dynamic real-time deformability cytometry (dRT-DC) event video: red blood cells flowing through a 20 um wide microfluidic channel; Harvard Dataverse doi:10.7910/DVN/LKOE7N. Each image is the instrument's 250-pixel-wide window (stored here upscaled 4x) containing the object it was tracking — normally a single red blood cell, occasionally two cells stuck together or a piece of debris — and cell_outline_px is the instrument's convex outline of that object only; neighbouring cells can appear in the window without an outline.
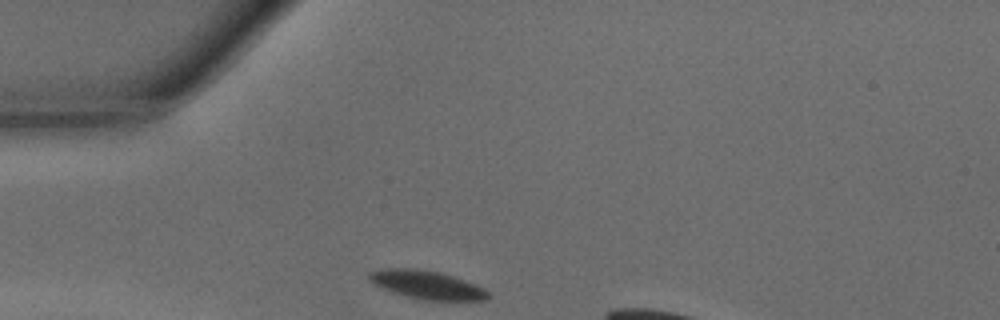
{"species": "common noctule bat (a hibernating species)", "species_latin": "Nyctalus noctula", "temperature_condition": "warm", "stored_images_in_passage": 25, "camera_frame_rate_fps": 3000, "um_per_image_px": 0.085, "animal": {"sex": "male", "body_mass_g": 15.6}, "frame": {"image": 1, "passage_image": 1, "time_ms": 0.0, "image_size_px": [1000, 320], "cell_outline_px": [[488, 296], [484, 300], [424, 300], [392, 292], [368, 280], [368, 272], [380, 268], [416, 268], [440, 272], [476, 284], [484, 288], [488, 292]], "centroid_in_image_um": [36.25, 24.19], "position_along_channel_um": 48.7, "area_um2": 19.54}}
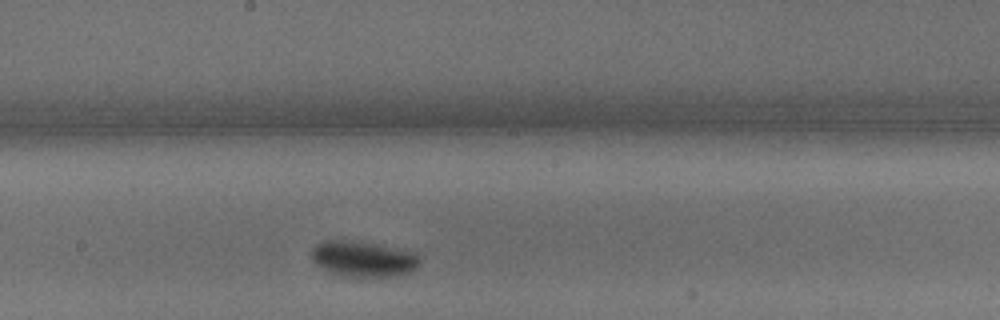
{"frame": {"image": 2, "passage_image": 14, "time_ms": 4.333, "image_size_px": [1000, 320], "cell_outline_px": [[420, 264], [416, 268], [408, 272], [396, 276], [340, 276], [316, 264], [308, 256], [312, 248], [316, 244], [324, 240], [352, 240], [376, 244], [416, 252], [420, 256]], "centroid_in_image_um": [30.86, 21.99], "position_along_channel_um": 217.3, "area_um2": 22.66}}
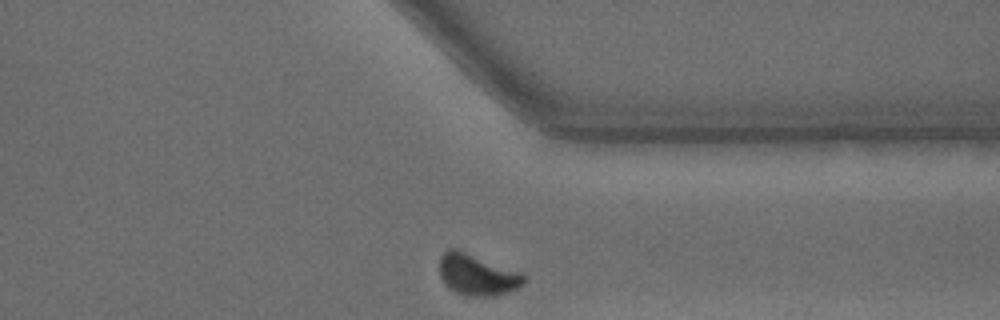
{"frame": {"image": 3, "passage_image": 25, "time_ms": 8.0, "image_size_px": [1000, 320], "cell_outline_px": [[528, 280], [524, 284], [516, 288], [492, 296], [468, 296], [456, 292], [448, 288], [440, 276], [440, 256], [448, 248], [456, 248], [520, 272], [528, 276]], "centroid_in_image_um": [40.56, 23.34], "position_along_channel_um": 370.8, "area_um2": 20.23}, "authors_computed_cell_mechanics": {"area_um2": 21.097, "velocity_mm_per_s": 4.221, "shape_relaxation_time_tau1_ms": 4.8834, "shape_relaxation_time_tau2_ms": null, "deformation_change_tau1": 0.1608, "deformation_change_tau2": null}}